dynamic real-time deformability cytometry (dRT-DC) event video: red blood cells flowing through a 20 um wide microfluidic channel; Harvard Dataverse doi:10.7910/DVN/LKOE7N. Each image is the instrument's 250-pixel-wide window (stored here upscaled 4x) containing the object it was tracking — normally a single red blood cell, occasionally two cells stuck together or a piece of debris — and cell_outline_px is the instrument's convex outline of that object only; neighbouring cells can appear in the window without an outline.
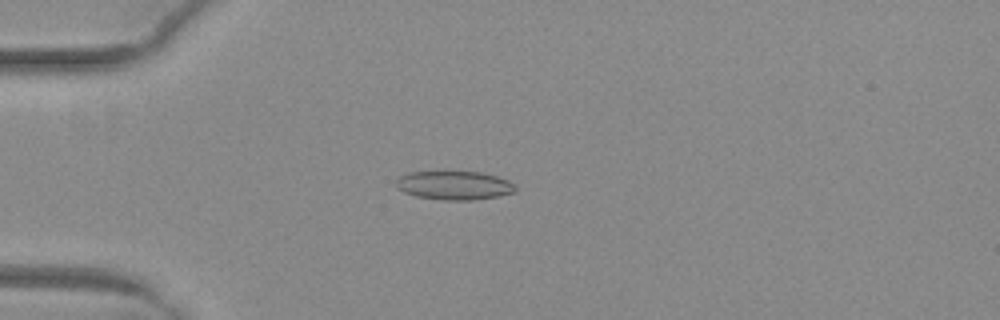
{"species": "common noctule bat (a hibernating species)", "species_latin": "Nyctalus noctula", "temperature_condition": "warm", "stored_images_in_passage": 51, "camera_frame_rate_fps": 3000, "um_per_image_px": 0.085, "animal": {"sex": "female", "body_mass_g": 29.2, "forearm_length_mm": 56.3}, "frame": {"image": 1, "passage_image": 14, "time_ms": 4.333, "image_size_px": [1000, 320], "cell_outline_px": [[516, 192], [500, 196], [472, 200], [444, 200], [416, 196], [404, 192], [396, 188], [396, 180], [400, 176], [408, 172], [480, 172], [496, 176], [508, 180], [516, 188]], "centroid_in_image_um": [38.6, 15.76], "position_along_channel_um": 46.4, "area_um2": 19.94}}
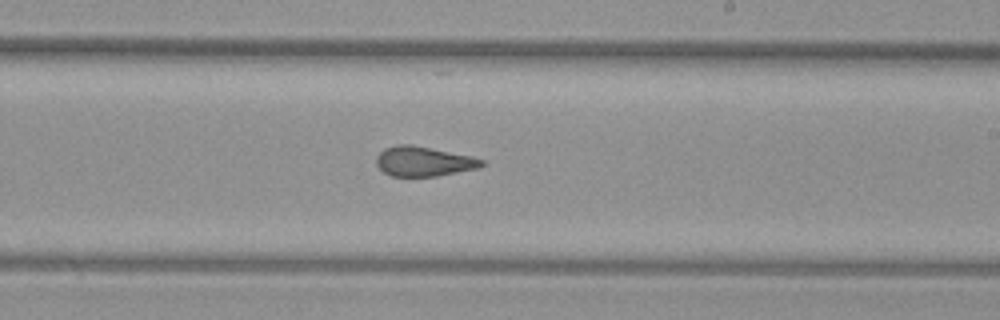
{"frame": {"image": 2, "passage_image": 31, "time_ms": 10.0, "image_size_px": [1000, 320], "cell_outline_px": [[484, 164], [480, 168], [436, 176], [392, 176], [384, 172], [376, 164], [376, 156], [384, 148], [400, 144], [412, 144], [472, 156], [484, 160]], "centroid_in_image_um": [36.02, 13.71], "position_along_channel_um": 253.0, "area_um2": 18.32}}
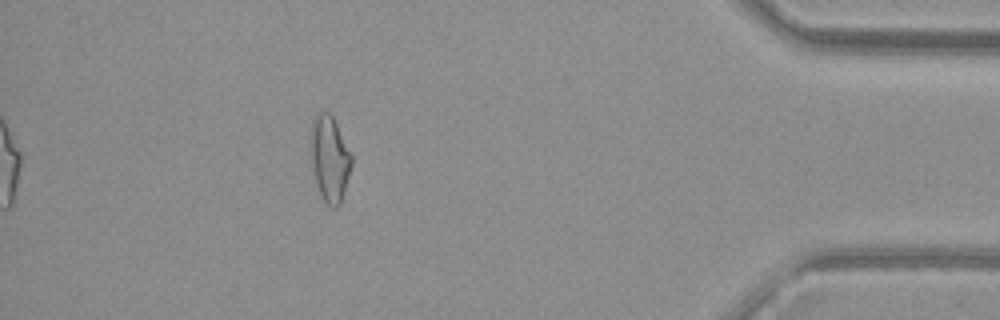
{"frame": {"image": 3, "passage_image": 46, "time_ms": 15.0, "image_size_px": [1000, 320], "cell_outline_px": [[352, 164], [340, 204], [336, 208], [332, 208], [320, 196], [316, 184], [312, 164], [312, 120], [316, 112], [320, 108], [328, 112], [332, 116], [352, 156]], "centroid_in_image_um": [28.02, 13.47], "position_along_channel_um": 407.2, "area_um2": 20.11}, "authors_computed_cell_mechanics": {"area_um2": 19.5364, "velocity_mm_per_s": 4.0478, "shape_relaxation_time_tau1_ms": null, "shape_relaxation_time_tau2_ms": 1.7125, "deformation_change_tau1": null, "deformation_change_tau2": 0.1036}}